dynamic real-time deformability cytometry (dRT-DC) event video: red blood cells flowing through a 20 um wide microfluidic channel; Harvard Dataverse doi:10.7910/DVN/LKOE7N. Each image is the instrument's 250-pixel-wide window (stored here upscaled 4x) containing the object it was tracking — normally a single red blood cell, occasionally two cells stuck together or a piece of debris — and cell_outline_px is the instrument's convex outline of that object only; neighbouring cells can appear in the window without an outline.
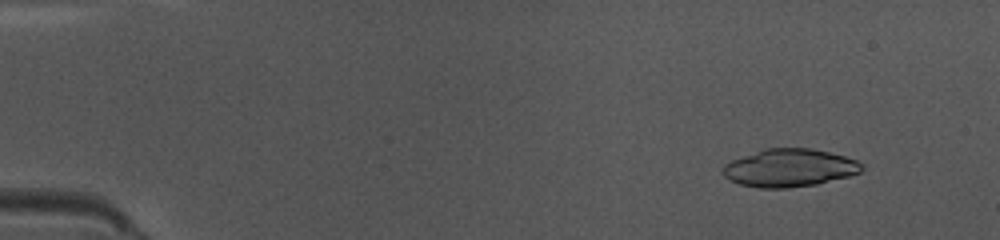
{"species": "common noctule bat (a hibernating species)", "species_latin": "Nyctalus noctula", "temperature_condition": "warm", "stored_images_in_passage": 14, "camera_frame_rate_fps": 3000, "um_per_image_px": 0.085, "animal": {"sex": "female", "body_mass_g": 10.0, "forearm_length_mm": 53.1}, "frame": {"image": 1, "passage_image": 5, "time_ms": 1.333, "image_size_px": [1000, 240], "cell_outline_px": [[864, 168], [860, 172], [848, 176], [816, 184], [788, 188], [756, 188], [740, 184], [724, 176], [720, 172], [720, 168], [724, 164], [732, 160], [764, 148], [812, 148], [844, 156], [856, 160], [864, 164]], "centroid_in_image_um": [67.08, 14.27], "position_along_channel_um": 17.9, "area_um2": 30.75}}